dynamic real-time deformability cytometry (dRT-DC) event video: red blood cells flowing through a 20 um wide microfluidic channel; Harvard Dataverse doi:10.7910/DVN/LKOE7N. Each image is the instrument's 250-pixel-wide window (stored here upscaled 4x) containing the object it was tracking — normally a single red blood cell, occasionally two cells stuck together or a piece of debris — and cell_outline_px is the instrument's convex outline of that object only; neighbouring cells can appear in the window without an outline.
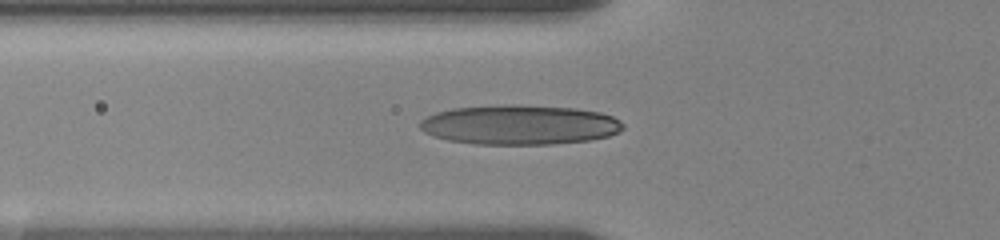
{"species": "human", "species_latin": "Homo sapiens", "temperature_condition": "room temperature", "stored_images_in_passage": 19, "camera_frame_rate_fps": 3000, "um_per_image_px": 0.085, "donor": {"sex": "female"}, "frame": {"image": 1, "passage_image": 14, "time_ms": 6.667, "image_size_px": [1000, 240], "cell_outline_px": [[624, 128], [620, 132], [608, 136], [588, 140], [552, 144], [476, 144], [448, 140], [432, 136], [424, 132], [420, 128], [420, 120], [436, 112], [452, 108], [508, 104], [516, 104], [576, 108], [600, 112], [612, 116], [620, 120], [624, 124]], "centroid_in_image_um": [44.17, 10.6], "position_along_channel_um": 81.6, "area_um2": 47.22}}
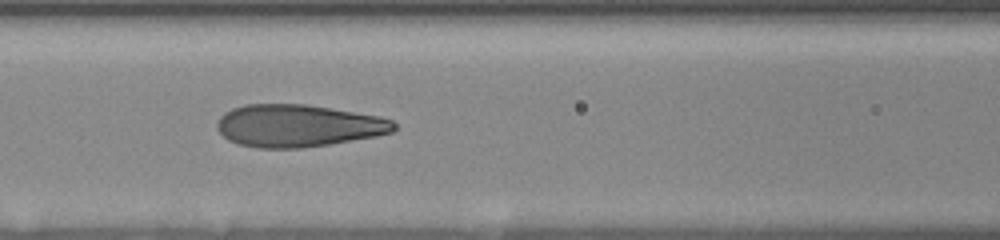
{"frame": {"image": 2, "passage_image": 17, "time_ms": 8.333, "image_size_px": [1000, 240], "cell_outline_px": [[396, 128], [392, 132], [376, 136], [328, 144], [300, 148], [256, 148], [236, 144], [228, 140], [216, 128], [216, 120], [224, 112], [232, 108], [244, 104], [308, 104], [380, 116], [392, 120], [396, 124]], "centroid_in_image_um": [25.3, 10.68], "position_along_channel_um": 141.3, "area_um2": 43.99}}
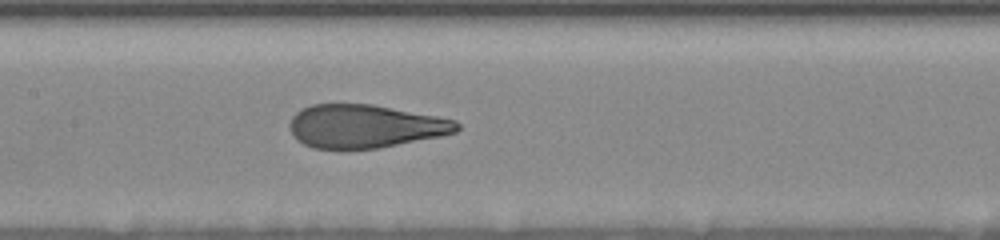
{"frame": {"image": 3, "passage_image": 19, "time_ms": 9.333, "image_size_px": [1000, 240], "cell_outline_px": [[460, 128], [456, 132], [440, 136], [380, 148], [312, 148], [296, 140], [292, 136], [288, 128], [288, 124], [292, 116], [300, 108], [312, 104], [372, 104], [436, 116], [456, 120], [460, 124]], "centroid_in_image_um": [30.98, 10.72], "position_along_channel_um": 176.4, "area_um2": 42.31}}